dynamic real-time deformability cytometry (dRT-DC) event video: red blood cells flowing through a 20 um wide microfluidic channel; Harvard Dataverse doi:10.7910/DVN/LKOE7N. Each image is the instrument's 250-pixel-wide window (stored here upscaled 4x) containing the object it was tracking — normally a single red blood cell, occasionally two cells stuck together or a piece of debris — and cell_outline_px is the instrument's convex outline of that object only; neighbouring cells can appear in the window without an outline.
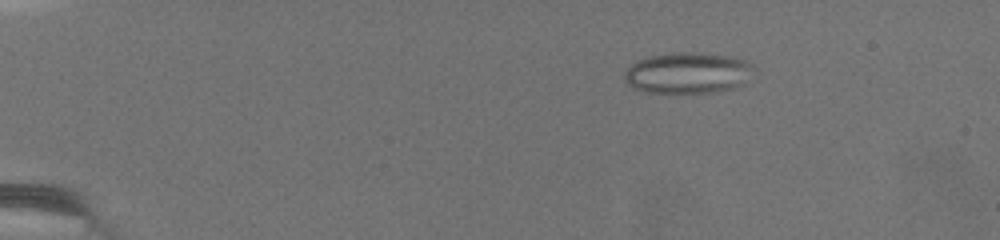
{"species": "common noctule bat (a hibernating species)", "species_latin": "Nyctalus noctula", "temperature_condition": "warm", "stored_images_in_passage": 71, "camera_frame_rate_fps": 3000, "um_per_image_px": 0.085, "animal": {"sex": "female", "body_mass_g": 19.5, "forearm_length_mm": 54.1}, "frame": {"image": 1, "passage_image": 19, "time_ms": 3.0, "image_size_px": [1000, 240], "cell_outline_px": [[756, 68], [744, 84], [732, 88], [712, 92], [644, 92], [628, 84], [624, 80], [624, 72], [636, 60], [652, 56], [676, 52], [688, 52], [728, 56], [744, 60], [752, 64]], "centroid_in_image_um": [58.47, 6.2], "position_along_channel_um": 26.5, "area_um2": 30.69}}
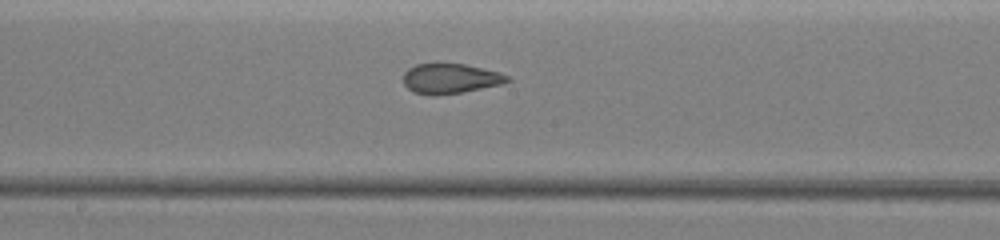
{"frame": {"image": 2, "passage_image": 52, "time_ms": 9.667, "image_size_px": [1000, 240], "cell_outline_px": [[512, 80], [500, 84], [460, 92], [432, 96], [428, 96], [412, 92], [404, 84], [404, 72], [408, 68], [416, 64], [464, 64], [500, 72], [508, 76]], "centroid_in_image_um": [38.24, 6.68], "position_along_channel_um": 210.0, "area_um2": 18.03}}
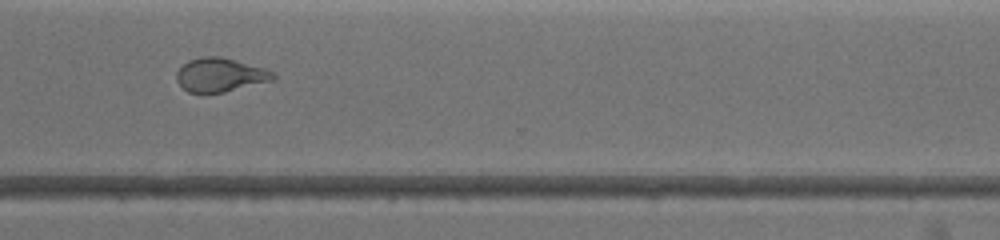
{"frame": {"image": 3, "passage_image": 70, "time_ms": 13.0, "image_size_px": [1000, 240], "cell_outline_px": [[276, 76], [272, 80], [224, 92], [188, 92], [176, 80], [176, 72], [188, 60], [204, 56], [220, 56], [264, 68], [272, 72]], "centroid_in_image_um": [18.69, 6.35], "position_along_channel_um": 351.9, "area_um2": 18.67}}